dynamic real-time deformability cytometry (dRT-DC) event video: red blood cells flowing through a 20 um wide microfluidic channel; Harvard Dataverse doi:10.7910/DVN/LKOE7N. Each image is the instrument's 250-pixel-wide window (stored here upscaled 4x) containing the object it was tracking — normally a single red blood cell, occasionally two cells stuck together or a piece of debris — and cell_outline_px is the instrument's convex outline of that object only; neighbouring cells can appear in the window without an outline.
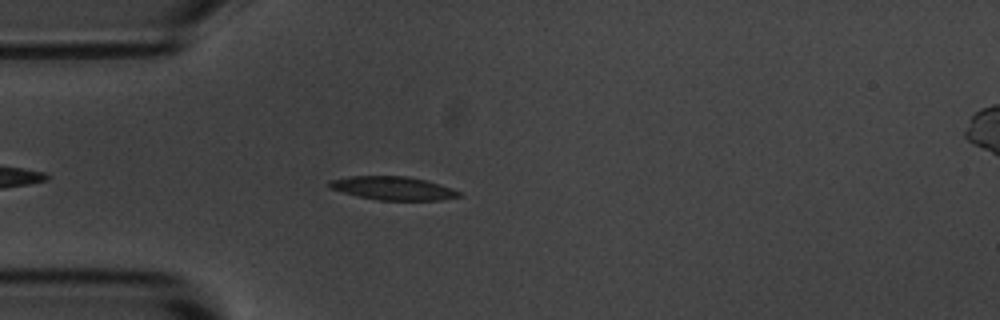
{"species": "common noctule bat (a hibernating species)", "species_latin": "Nyctalus noctula", "temperature_condition": "room temperature", "stored_images_in_passage": 3, "camera_frame_rate_fps": 3000, "um_per_image_px": 0.085, "animal": {"sex": "male", "body_mass_g": 20.1, "forearm_length_mm": 53.5}, "frame": {"image": 1, "passage_image": 3, "time_ms": 2.333, "image_size_px": [1000, 320], "cell_outline_px": [[460, 196], [440, 200], [380, 200], [356, 196], [328, 188], [328, 180], [348, 176], [408, 176], [424, 180], [452, 188], [460, 192]], "centroid_in_image_um": [33.33, 15.99], "position_along_channel_um": 51.7, "area_um2": 17.69}}